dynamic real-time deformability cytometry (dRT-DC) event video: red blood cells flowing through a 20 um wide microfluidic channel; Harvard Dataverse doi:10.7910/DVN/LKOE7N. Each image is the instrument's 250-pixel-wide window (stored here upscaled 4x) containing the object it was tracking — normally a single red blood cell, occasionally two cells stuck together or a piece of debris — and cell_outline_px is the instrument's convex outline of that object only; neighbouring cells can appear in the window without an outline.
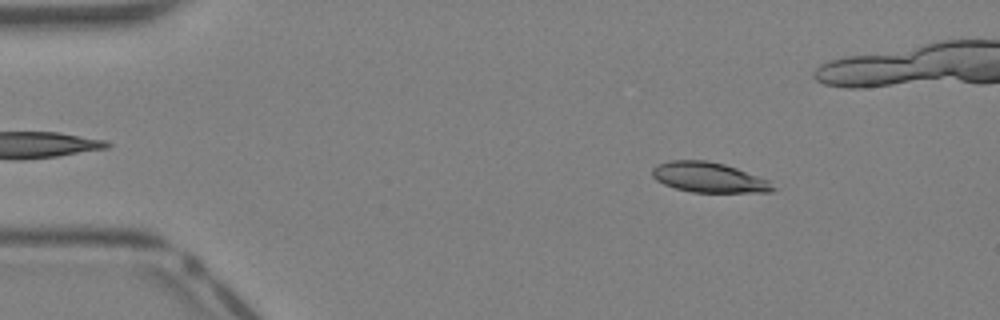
{"species": "Egyptian fruit bat (a non-hibernating species)", "species_latin": "Rousettus aegyptiacus", "temperature_condition": "warm", "stored_images_in_passage": 40, "camera_frame_rate_fps": 3000, "um_per_image_px": 0.085, "animal": {"sex": "female"}, "frame": {"image": 1, "passage_image": 5, "time_ms": 1.333, "image_size_px": [1000, 320], "cell_outline_px": [[776, 188], [772, 192], [692, 192], [676, 188], [664, 184], [656, 180], [652, 176], [652, 168], [656, 164], [668, 160], [704, 160], [724, 164], [736, 168], [768, 180]], "centroid_in_image_um": [60.21, 15.07], "position_along_channel_um": 24.8, "area_um2": 21.1}}
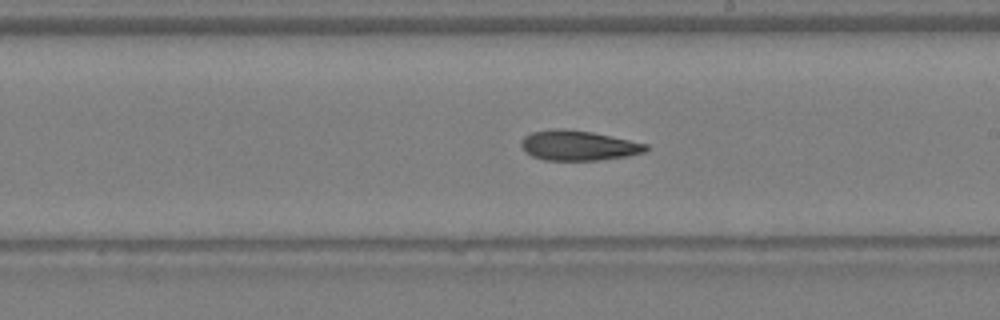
{"frame": {"image": 2, "passage_image": 22, "time_ms": 7.0, "image_size_px": [1000, 320], "cell_outline_px": [[648, 148], [644, 152], [628, 156], [596, 160], [544, 160], [532, 156], [524, 152], [520, 144], [524, 136], [532, 132], [556, 128], [564, 128], [592, 132], [648, 144]], "centroid_in_image_um": [49.13, 12.36], "position_along_channel_um": 239.9, "area_um2": 21.79}}
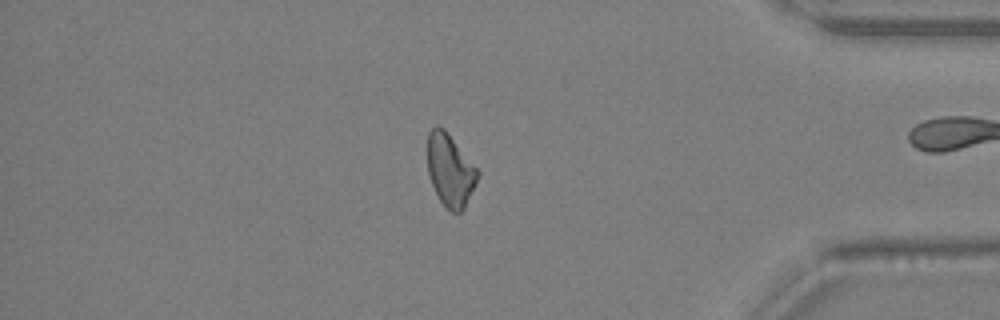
{"frame": {"image": 3, "passage_image": 33, "time_ms": 10.667, "image_size_px": [1000, 320], "cell_outline_px": [[480, 176], [464, 208], [460, 212], [452, 212], [440, 200], [432, 184], [428, 172], [428, 132], [436, 124], [444, 128], [480, 172]], "centroid_in_image_um": [38.27, 14.45], "position_along_channel_um": 396.9, "area_um2": 20.92}}